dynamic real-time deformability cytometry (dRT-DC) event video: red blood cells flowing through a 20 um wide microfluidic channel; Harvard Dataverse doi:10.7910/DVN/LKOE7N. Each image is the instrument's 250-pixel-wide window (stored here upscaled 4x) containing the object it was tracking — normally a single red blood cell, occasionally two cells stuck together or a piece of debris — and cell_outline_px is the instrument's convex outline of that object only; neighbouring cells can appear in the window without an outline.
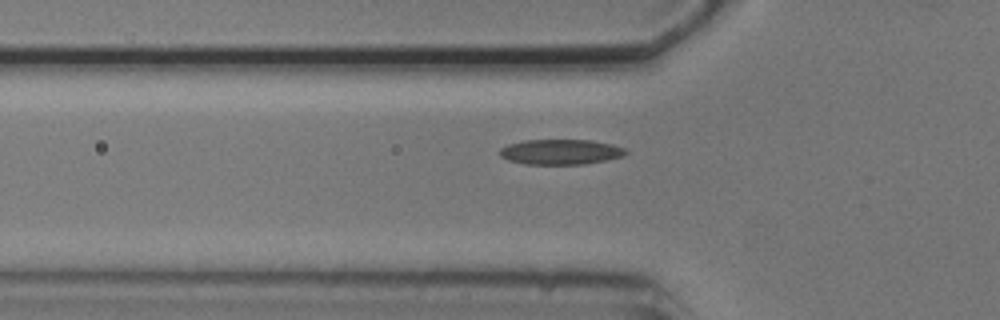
{"species": "common noctule bat (a hibernating species)", "species_latin": "Nyctalus noctula", "temperature_condition": "cold", "stored_images_in_passage": 3, "segment_of_instrument_passage": [2, 2], "camera_frame_rate_fps": 3000, "um_per_image_px": 0.085, "animal": {"sex": "male", "body_mass_g": 20.5, "forearm_length_mm": 52.5}, "frame": {"image": 1, "passage_image": 3, "time_ms": 4.0, "image_size_px": [1000, 320], "cell_outline_px": [[628, 152], [624, 156], [584, 164], [524, 164], [508, 160], [500, 156], [500, 148], [508, 144], [524, 140], [592, 140], [612, 144], [624, 148]], "centroid_in_image_um": [47.64, 12.91], "position_along_channel_um": 78.2, "area_um2": 18.5}}